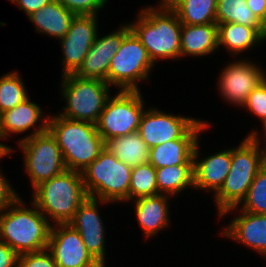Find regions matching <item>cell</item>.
Returning <instances> with one entry per match:
<instances>
[{"label":"cell","instance_id":"21","mask_svg":"<svg viewBox=\"0 0 266 267\" xmlns=\"http://www.w3.org/2000/svg\"><path fill=\"white\" fill-rule=\"evenodd\" d=\"M170 199L173 197L165 194L141 197L128 202L133 204L134 215L142 234L146 239H153L170 227L171 212L169 211ZM171 223V224H170Z\"/></svg>","mask_w":266,"mask_h":267},{"label":"cell","instance_id":"7","mask_svg":"<svg viewBox=\"0 0 266 267\" xmlns=\"http://www.w3.org/2000/svg\"><path fill=\"white\" fill-rule=\"evenodd\" d=\"M60 96L65 104L59 116L96 124L108 98L111 86L103 80L81 78L75 74L61 76Z\"/></svg>","mask_w":266,"mask_h":267},{"label":"cell","instance_id":"28","mask_svg":"<svg viewBox=\"0 0 266 267\" xmlns=\"http://www.w3.org/2000/svg\"><path fill=\"white\" fill-rule=\"evenodd\" d=\"M19 73V70H14L0 76V115L29 97L25 81Z\"/></svg>","mask_w":266,"mask_h":267},{"label":"cell","instance_id":"38","mask_svg":"<svg viewBox=\"0 0 266 267\" xmlns=\"http://www.w3.org/2000/svg\"><path fill=\"white\" fill-rule=\"evenodd\" d=\"M246 4L258 19L263 16L266 9V0H246Z\"/></svg>","mask_w":266,"mask_h":267},{"label":"cell","instance_id":"13","mask_svg":"<svg viewBox=\"0 0 266 267\" xmlns=\"http://www.w3.org/2000/svg\"><path fill=\"white\" fill-rule=\"evenodd\" d=\"M109 204L113 203L87 197L69 222L80 234L87 251L102 267H107V246L105 245L107 234L99 206H108Z\"/></svg>","mask_w":266,"mask_h":267},{"label":"cell","instance_id":"23","mask_svg":"<svg viewBox=\"0 0 266 267\" xmlns=\"http://www.w3.org/2000/svg\"><path fill=\"white\" fill-rule=\"evenodd\" d=\"M74 17L75 14L58 0H52L49 4L29 15L27 19L35 26L36 33L59 41L69 30Z\"/></svg>","mask_w":266,"mask_h":267},{"label":"cell","instance_id":"2","mask_svg":"<svg viewBox=\"0 0 266 267\" xmlns=\"http://www.w3.org/2000/svg\"><path fill=\"white\" fill-rule=\"evenodd\" d=\"M28 203L19 195L0 211V240L18 255L47 249L51 233L52 224L31 201Z\"/></svg>","mask_w":266,"mask_h":267},{"label":"cell","instance_id":"37","mask_svg":"<svg viewBox=\"0 0 266 267\" xmlns=\"http://www.w3.org/2000/svg\"><path fill=\"white\" fill-rule=\"evenodd\" d=\"M52 0H12L11 3L17 5L18 9L23 11L28 17L32 13L49 4Z\"/></svg>","mask_w":266,"mask_h":267},{"label":"cell","instance_id":"22","mask_svg":"<svg viewBox=\"0 0 266 267\" xmlns=\"http://www.w3.org/2000/svg\"><path fill=\"white\" fill-rule=\"evenodd\" d=\"M218 24L181 26L180 59L184 57L202 58L218 51Z\"/></svg>","mask_w":266,"mask_h":267},{"label":"cell","instance_id":"30","mask_svg":"<svg viewBox=\"0 0 266 267\" xmlns=\"http://www.w3.org/2000/svg\"><path fill=\"white\" fill-rule=\"evenodd\" d=\"M158 195L156 168L149 162L132 167L129 202L148 196Z\"/></svg>","mask_w":266,"mask_h":267},{"label":"cell","instance_id":"34","mask_svg":"<svg viewBox=\"0 0 266 267\" xmlns=\"http://www.w3.org/2000/svg\"><path fill=\"white\" fill-rule=\"evenodd\" d=\"M18 267H57L52 253L48 250L19 255Z\"/></svg>","mask_w":266,"mask_h":267},{"label":"cell","instance_id":"15","mask_svg":"<svg viewBox=\"0 0 266 267\" xmlns=\"http://www.w3.org/2000/svg\"><path fill=\"white\" fill-rule=\"evenodd\" d=\"M235 212V214H234ZM231 213V214H230ZM234 215L233 219L221 229L219 235L224 239L236 241L266 259V214H254L234 207L225 211L219 218ZM227 215V216H226ZM236 215V216H235Z\"/></svg>","mask_w":266,"mask_h":267},{"label":"cell","instance_id":"31","mask_svg":"<svg viewBox=\"0 0 266 267\" xmlns=\"http://www.w3.org/2000/svg\"><path fill=\"white\" fill-rule=\"evenodd\" d=\"M238 208L254 214H266V170L261 168L255 175L245 199Z\"/></svg>","mask_w":266,"mask_h":267},{"label":"cell","instance_id":"32","mask_svg":"<svg viewBox=\"0 0 266 267\" xmlns=\"http://www.w3.org/2000/svg\"><path fill=\"white\" fill-rule=\"evenodd\" d=\"M243 109L259 120L261 128L266 125V79L249 94Z\"/></svg>","mask_w":266,"mask_h":267},{"label":"cell","instance_id":"26","mask_svg":"<svg viewBox=\"0 0 266 267\" xmlns=\"http://www.w3.org/2000/svg\"><path fill=\"white\" fill-rule=\"evenodd\" d=\"M177 14L181 24L216 23L217 0H164Z\"/></svg>","mask_w":266,"mask_h":267},{"label":"cell","instance_id":"24","mask_svg":"<svg viewBox=\"0 0 266 267\" xmlns=\"http://www.w3.org/2000/svg\"><path fill=\"white\" fill-rule=\"evenodd\" d=\"M217 36L218 49L226 48L228 55L233 58H242L241 55L246 51L250 53L264 43L259 34V27H249L236 23L218 24Z\"/></svg>","mask_w":266,"mask_h":267},{"label":"cell","instance_id":"14","mask_svg":"<svg viewBox=\"0 0 266 267\" xmlns=\"http://www.w3.org/2000/svg\"><path fill=\"white\" fill-rule=\"evenodd\" d=\"M199 118L168 113L152 106L145 109L138 133L143 141L152 148L168 141L180 139Z\"/></svg>","mask_w":266,"mask_h":267},{"label":"cell","instance_id":"36","mask_svg":"<svg viewBox=\"0 0 266 267\" xmlns=\"http://www.w3.org/2000/svg\"><path fill=\"white\" fill-rule=\"evenodd\" d=\"M19 255L4 241L0 240V267H18Z\"/></svg>","mask_w":266,"mask_h":267},{"label":"cell","instance_id":"8","mask_svg":"<svg viewBox=\"0 0 266 267\" xmlns=\"http://www.w3.org/2000/svg\"><path fill=\"white\" fill-rule=\"evenodd\" d=\"M155 65L146 48L130 31L110 61L108 84L120 91H140V83L150 81Z\"/></svg>","mask_w":266,"mask_h":267},{"label":"cell","instance_id":"11","mask_svg":"<svg viewBox=\"0 0 266 267\" xmlns=\"http://www.w3.org/2000/svg\"><path fill=\"white\" fill-rule=\"evenodd\" d=\"M242 59L233 58L223 65L216 82L219 91L217 94L224 102L233 107H241L240 109L245 105L249 94L266 79V69L261 63L254 59L252 61L248 56Z\"/></svg>","mask_w":266,"mask_h":267},{"label":"cell","instance_id":"39","mask_svg":"<svg viewBox=\"0 0 266 267\" xmlns=\"http://www.w3.org/2000/svg\"><path fill=\"white\" fill-rule=\"evenodd\" d=\"M247 134L248 135L246 136H252L260 144L261 152H266V125H264L260 130L256 128L249 131Z\"/></svg>","mask_w":266,"mask_h":267},{"label":"cell","instance_id":"42","mask_svg":"<svg viewBox=\"0 0 266 267\" xmlns=\"http://www.w3.org/2000/svg\"><path fill=\"white\" fill-rule=\"evenodd\" d=\"M262 153V168L266 170V152H261Z\"/></svg>","mask_w":266,"mask_h":267},{"label":"cell","instance_id":"25","mask_svg":"<svg viewBox=\"0 0 266 267\" xmlns=\"http://www.w3.org/2000/svg\"><path fill=\"white\" fill-rule=\"evenodd\" d=\"M105 148L131 167L149 162L150 148L138 132L109 139L105 142Z\"/></svg>","mask_w":266,"mask_h":267},{"label":"cell","instance_id":"27","mask_svg":"<svg viewBox=\"0 0 266 267\" xmlns=\"http://www.w3.org/2000/svg\"><path fill=\"white\" fill-rule=\"evenodd\" d=\"M158 194L171 197L181 196L188 189H194L193 165H175L156 169Z\"/></svg>","mask_w":266,"mask_h":267},{"label":"cell","instance_id":"12","mask_svg":"<svg viewBox=\"0 0 266 267\" xmlns=\"http://www.w3.org/2000/svg\"><path fill=\"white\" fill-rule=\"evenodd\" d=\"M98 16L100 15H75L69 30L58 41L62 53L61 76L74 74L82 65L99 33Z\"/></svg>","mask_w":266,"mask_h":267},{"label":"cell","instance_id":"40","mask_svg":"<svg viewBox=\"0 0 266 267\" xmlns=\"http://www.w3.org/2000/svg\"><path fill=\"white\" fill-rule=\"evenodd\" d=\"M0 140L3 142L4 139L1 135H0ZM0 141V160L3 159L4 157L7 158V156H12L13 155V152L15 153V148H13V146H8L5 144V141L4 143H2ZM1 168V167H0Z\"/></svg>","mask_w":266,"mask_h":267},{"label":"cell","instance_id":"1","mask_svg":"<svg viewBox=\"0 0 266 267\" xmlns=\"http://www.w3.org/2000/svg\"><path fill=\"white\" fill-rule=\"evenodd\" d=\"M136 20L128 21L131 31L146 48L154 65L162 60H180L181 22L177 14L159 0L157 5L139 8Z\"/></svg>","mask_w":266,"mask_h":267},{"label":"cell","instance_id":"10","mask_svg":"<svg viewBox=\"0 0 266 267\" xmlns=\"http://www.w3.org/2000/svg\"><path fill=\"white\" fill-rule=\"evenodd\" d=\"M23 156L24 172L31 188L67 170L62 151L49 130L17 143Z\"/></svg>","mask_w":266,"mask_h":267},{"label":"cell","instance_id":"33","mask_svg":"<svg viewBox=\"0 0 266 267\" xmlns=\"http://www.w3.org/2000/svg\"><path fill=\"white\" fill-rule=\"evenodd\" d=\"M75 15H98L111 0H58Z\"/></svg>","mask_w":266,"mask_h":267},{"label":"cell","instance_id":"35","mask_svg":"<svg viewBox=\"0 0 266 267\" xmlns=\"http://www.w3.org/2000/svg\"><path fill=\"white\" fill-rule=\"evenodd\" d=\"M0 168V211L11 204L20 194Z\"/></svg>","mask_w":266,"mask_h":267},{"label":"cell","instance_id":"18","mask_svg":"<svg viewBox=\"0 0 266 267\" xmlns=\"http://www.w3.org/2000/svg\"><path fill=\"white\" fill-rule=\"evenodd\" d=\"M41 105L31 100L29 96L26 100L0 115V135L9 140L10 135H23L17 138V142L24 141L34 135L41 134L48 130V119L50 113L43 111ZM30 130V132H29ZM27 134H23V133Z\"/></svg>","mask_w":266,"mask_h":267},{"label":"cell","instance_id":"16","mask_svg":"<svg viewBox=\"0 0 266 267\" xmlns=\"http://www.w3.org/2000/svg\"><path fill=\"white\" fill-rule=\"evenodd\" d=\"M47 249L52 253L57 267H102L69 223L52 225Z\"/></svg>","mask_w":266,"mask_h":267},{"label":"cell","instance_id":"19","mask_svg":"<svg viewBox=\"0 0 266 267\" xmlns=\"http://www.w3.org/2000/svg\"><path fill=\"white\" fill-rule=\"evenodd\" d=\"M199 138L193 150V175H194V190L200 192L202 190L212 193L214 196L223 186L227 177L231 161L232 147H227L221 151L203 156ZM200 151V152H199Z\"/></svg>","mask_w":266,"mask_h":267},{"label":"cell","instance_id":"20","mask_svg":"<svg viewBox=\"0 0 266 267\" xmlns=\"http://www.w3.org/2000/svg\"><path fill=\"white\" fill-rule=\"evenodd\" d=\"M211 122L199 119L180 139L156 145L149 150V163L156 169L175 165H193V150Z\"/></svg>","mask_w":266,"mask_h":267},{"label":"cell","instance_id":"5","mask_svg":"<svg viewBox=\"0 0 266 267\" xmlns=\"http://www.w3.org/2000/svg\"><path fill=\"white\" fill-rule=\"evenodd\" d=\"M261 168L260 144L252 136L243 137L239 145L232 147L230 171L221 189L212 197L217 207V216L241 204Z\"/></svg>","mask_w":266,"mask_h":267},{"label":"cell","instance_id":"9","mask_svg":"<svg viewBox=\"0 0 266 267\" xmlns=\"http://www.w3.org/2000/svg\"><path fill=\"white\" fill-rule=\"evenodd\" d=\"M140 91H120L112 94L96 123L104 142L138 131L146 104Z\"/></svg>","mask_w":266,"mask_h":267},{"label":"cell","instance_id":"3","mask_svg":"<svg viewBox=\"0 0 266 267\" xmlns=\"http://www.w3.org/2000/svg\"><path fill=\"white\" fill-rule=\"evenodd\" d=\"M31 201L52 224H67L88 194L82 174L65 170L32 189Z\"/></svg>","mask_w":266,"mask_h":267},{"label":"cell","instance_id":"6","mask_svg":"<svg viewBox=\"0 0 266 267\" xmlns=\"http://www.w3.org/2000/svg\"><path fill=\"white\" fill-rule=\"evenodd\" d=\"M131 172V166L104 148L81 174L88 197L115 205L129 202Z\"/></svg>","mask_w":266,"mask_h":267},{"label":"cell","instance_id":"29","mask_svg":"<svg viewBox=\"0 0 266 267\" xmlns=\"http://www.w3.org/2000/svg\"><path fill=\"white\" fill-rule=\"evenodd\" d=\"M216 23L259 27V19L251 12L246 0H217Z\"/></svg>","mask_w":266,"mask_h":267},{"label":"cell","instance_id":"17","mask_svg":"<svg viewBox=\"0 0 266 267\" xmlns=\"http://www.w3.org/2000/svg\"><path fill=\"white\" fill-rule=\"evenodd\" d=\"M130 31L128 22H124L108 34H97L82 65L74 74L81 78L99 79L108 83L110 61Z\"/></svg>","mask_w":266,"mask_h":267},{"label":"cell","instance_id":"41","mask_svg":"<svg viewBox=\"0 0 266 267\" xmlns=\"http://www.w3.org/2000/svg\"><path fill=\"white\" fill-rule=\"evenodd\" d=\"M259 34L263 42L266 41V9L263 16L259 19Z\"/></svg>","mask_w":266,"mask_h":267},{"label":"cell","instance_id":"4","mask_svg":"<svg viewBox=\"0 0 266 267\" xmlns=\"http://www.w3.org/2000/svg\"><path fill=\"white\" fill-rule=\"evenodd\" d=\"M48 130L56 138L67 170L82 173L105 148L96 124L50 114Z\"/></svg>","mask_w":266,"mask_h":267}]
</instances>
